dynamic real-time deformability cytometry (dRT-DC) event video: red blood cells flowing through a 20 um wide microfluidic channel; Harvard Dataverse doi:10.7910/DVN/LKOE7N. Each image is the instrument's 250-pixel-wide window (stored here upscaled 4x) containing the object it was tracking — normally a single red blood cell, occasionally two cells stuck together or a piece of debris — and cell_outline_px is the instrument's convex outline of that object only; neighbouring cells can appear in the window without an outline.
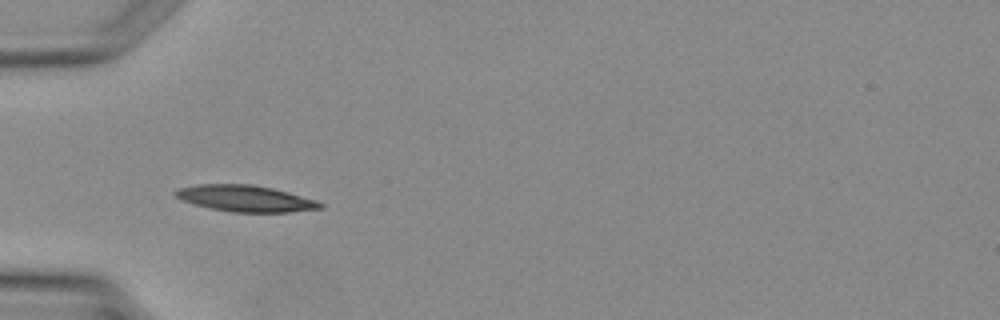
{"species": "Egyptian fruit bat (a non-hibernating species)", "species_latin": "Rousettus aegyptiacus", "temperature_condition": "warm", "stored_images_in_passage": 4, "camera_frame_rate_fps": 3000, "um_per_image_px": 0.085, "animal": {"sex": "female"}, "frame": {"image": 1, "passage_image": 3, "time_ms": 2.333, "image_size_px": [1000, 320], "cell_outline_px": [[324, 208], [288, 212], [232, 212], [212, 208], [180, 200], [172, 192], [180, 188], [200, 184], [252, 184], [272, 188], [288, 192], [316, 200], [324, 204]], "centroid_in_image_um": [20.88, 16.87], "position_along_channel_um": 64.1, "area_um2": 22.08}}
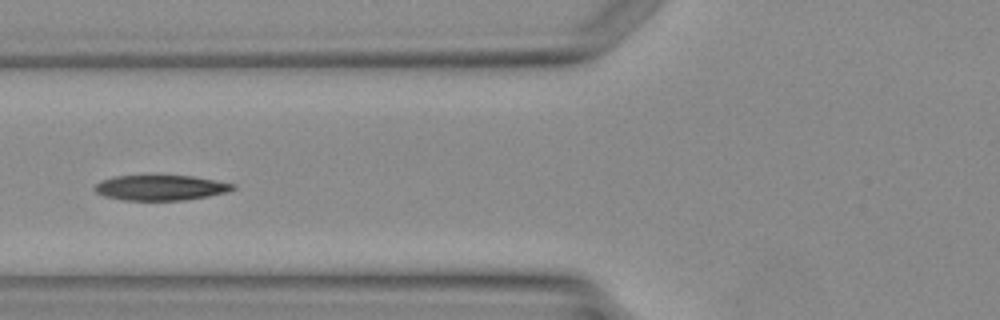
{"frame": {"image": 2, "passage_image": 4, "time_ms": 3.333, "image_size_px": [1000, 320], "cell_outline_px": [[236, 188], [228, 192], [208, 196], [184, 200], [124, 200], [104, 196], [96, 192], [92, 188], [100, 180], [116, 176], [156, 172], [192, 176], [236, 184]], "centroid_in_image_um": [13.62, 15.9], "position_along_channel_um": 112.2, "area_um2": 21.39}}